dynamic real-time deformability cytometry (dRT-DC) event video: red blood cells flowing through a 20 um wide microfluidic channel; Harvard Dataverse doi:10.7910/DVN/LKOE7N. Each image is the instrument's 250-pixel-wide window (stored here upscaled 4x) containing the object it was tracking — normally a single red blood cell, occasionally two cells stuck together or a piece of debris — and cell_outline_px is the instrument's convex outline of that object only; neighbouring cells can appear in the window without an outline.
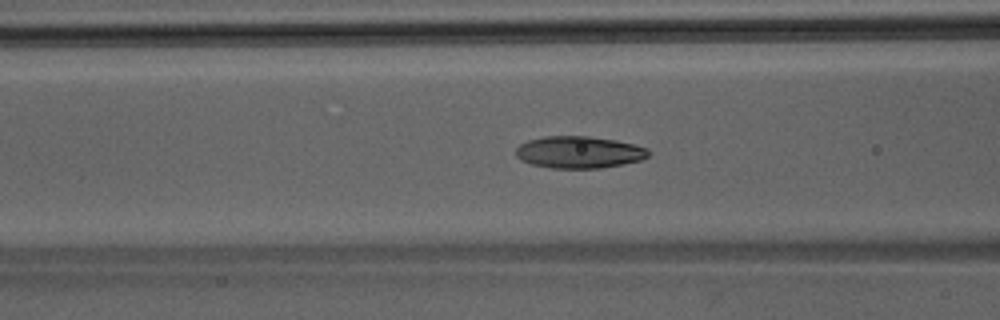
{"species": "Egyptian fruit bat (a non-hibernating species)", "species_latin": "Rousettus aegyptiacus", "temperature_condition": "room temperature", "stored_images_in_passage": 27, "camera_frame_rate_fps": 3000, "um_per_image_px": 0.085, "animal": {"sex": "male"}, "frame": {"image": 1, "passage_image": 8, "time_ms": 2.333, "image_size_px": [1000, 320], "cell_outline_px": [[648, 156], [640, 160], [624, 164], [600, 168], [552, 168], [532, 164], [520, 160], [516, 156], [516, 148], [520, 144], [528, 140], [544, 136], [588, 136], [616, 140], [648, 148]], "centroid_in_image_um": [49.19, 12.93], "position_along_channel_um": 117.4, "area_um2": 24.68}}
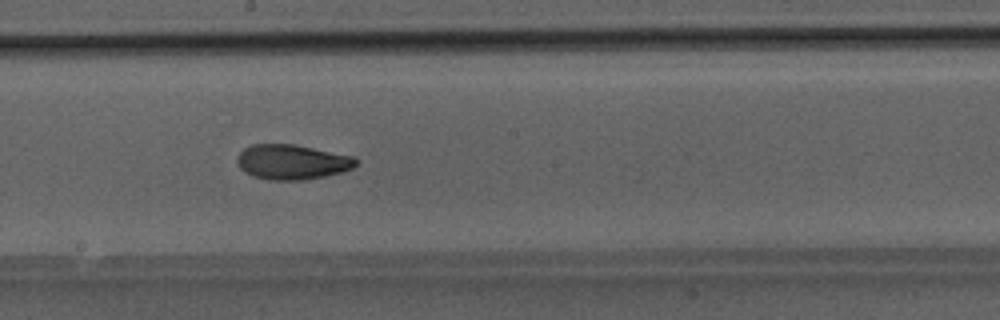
{"frame": {"image": 2, "passage_image": 15, "time_ms": 4.667, "image_size_px": [1000, 320], "cell_outline_px": [[360, 160], [352, 168], [340, 172], [324, 176], [304, 180], [272, 180], [252, 176], [244, 172], [240, 168], [236, 160], [240, 152], [244, 148], [252, 144], [296, 144], [356, 156]], "centroid_in_image_um": [24.85, 13.76], "position_along_channel_um": 223.4, "area_um2": 24.45}}